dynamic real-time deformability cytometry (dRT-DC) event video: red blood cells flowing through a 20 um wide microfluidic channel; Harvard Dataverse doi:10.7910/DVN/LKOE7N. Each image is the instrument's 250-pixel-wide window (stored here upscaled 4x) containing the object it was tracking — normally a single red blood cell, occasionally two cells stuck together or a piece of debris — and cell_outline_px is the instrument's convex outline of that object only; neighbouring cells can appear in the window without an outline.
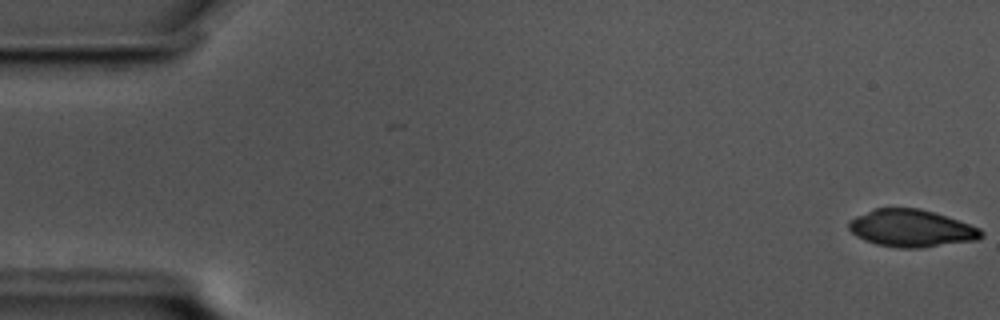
{"species": "common noctule bat (a hibernating species)", "species_latin": "Nyctalus noctula", "temperature_condition": "cold", "stored_images_in_passage": 59, "camera_frame_rate_fps": 3000, "um_per_image_px": 0.085, "animal": {"sex": "male", "body_mass_g": 17.5, "forearm_length_mm": 52.3}, "frame": {"image": 1, "passage_image": 1, "time_ms": 0.0, "image_size_px": [1000, 320], "cell_outline_px": [[984, 236], [976, 240], [920, 248], [896, 248], [876, 244], [864, 240], [856, 236], [848, 228], [848, 220], [856, 216], [876, 208], [920, 208], [980, 228], [984, 232]], "centroid_in_image_um": [77.44, 19.41], "position_along_channel_um": 7.6, "area_um2": 28.67}}
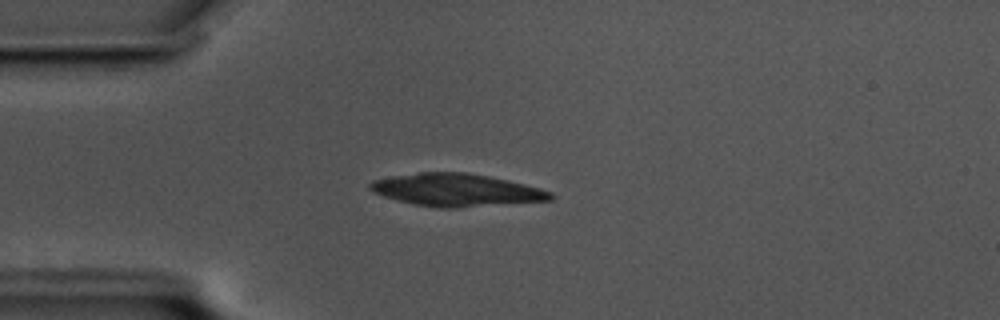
{"frame": {"image": 2, "passage_image": 15, "time_ms": 4.667, "image_size_px": [1000, 320], "cell_outline_px": [[556, 196], [552, 200], [456, 208], [440, 208], [416, 204], [396, 200], [372, 192], [368, 188], [368, 184], [372, 180], [420, 172], [468, 172], [508, 180], [540, 188], [552, 192]], "centroid_in_image_um": [38.8, 16.15], "position_along_channel_um": 46.2, "area_um2": 34.22}}